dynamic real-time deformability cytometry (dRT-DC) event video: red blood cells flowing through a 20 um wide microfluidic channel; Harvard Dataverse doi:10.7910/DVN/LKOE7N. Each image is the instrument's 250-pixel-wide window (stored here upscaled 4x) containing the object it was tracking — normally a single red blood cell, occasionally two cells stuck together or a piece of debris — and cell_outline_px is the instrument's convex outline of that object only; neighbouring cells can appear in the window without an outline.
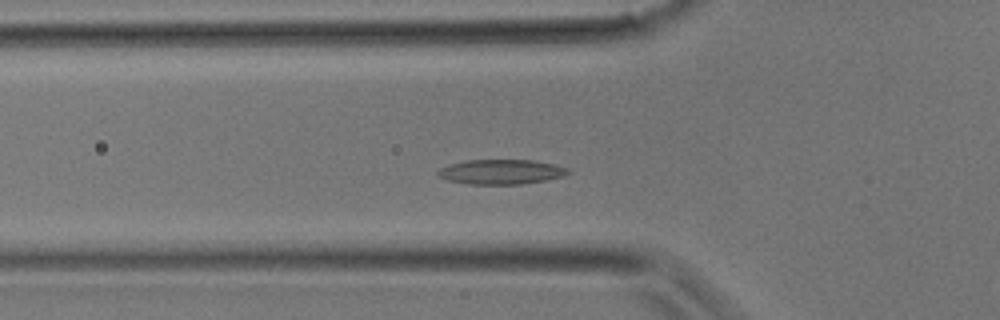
{"species": "common noctule bat (a hibernating species)", "species_latin": "Nyctalus noctula", "temperature_condition": "room temperature", "stored_images_in_passage": 31, "camera_frame_rate_fps": 3000, "um_per_image_px": 0.085, "animal": {"sex": "male", "body_mass_g": 17.9}, "frame": {"image": 1, "passage_image": 6, "time_ms": 1.667, "image_size_px": [1000, 320], "cell_outline_px": [[572, 172], [564, 176], [544, 180], [520, 184], [468, 184], [448, 180], [436, 176], [436, 172], [440, 168], [448, 164], [464, 160], [532, 160], [552, 164], [568, 168]], "centroid_in_image_um": [42.55, 14.6], "position_along_channel_um": 83.3, "area_um2": 18.84}}
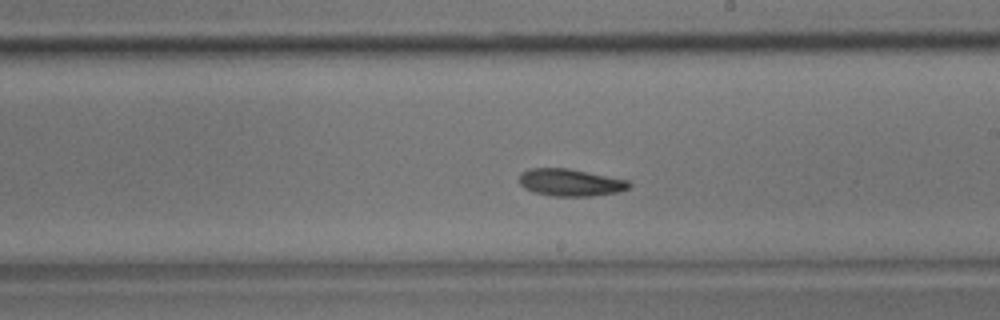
{"frame": {"image": 2, "passage_image": 15, "time_ms": 4.667, "image_size_px": [1000, 320], "cell_outline_px": [[632, 184], [628, 188], [620, 192], [592, 196], [552, 196], [536, 192], [524, 188], [520, 184], [520, 172], [528, 168], [568, 168], [628, 180]], "centroid_in_image_um": [48.49, 15.51], "position_along_channel_um": 240.5, "area_um2": 17.46}}
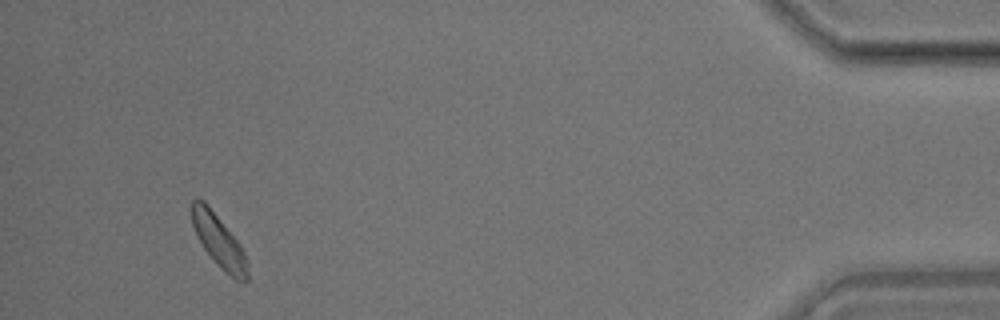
{"frame": {"image": 3, "passage_image": 29, "time_ms": 9.333, "image_size_px": [1000, 320], "cell_outline_px": [[248, 280], [236, 280], [224, 272], [216, 264], [204, 248], [192, 224], [192, 200], [204, 200], [208, 204], [240, 244], [248, 260]], "centroid_in_image_um": [18.63, 20.52], "position_along_channel_um": 416.6, "area_um2": 16.82}}